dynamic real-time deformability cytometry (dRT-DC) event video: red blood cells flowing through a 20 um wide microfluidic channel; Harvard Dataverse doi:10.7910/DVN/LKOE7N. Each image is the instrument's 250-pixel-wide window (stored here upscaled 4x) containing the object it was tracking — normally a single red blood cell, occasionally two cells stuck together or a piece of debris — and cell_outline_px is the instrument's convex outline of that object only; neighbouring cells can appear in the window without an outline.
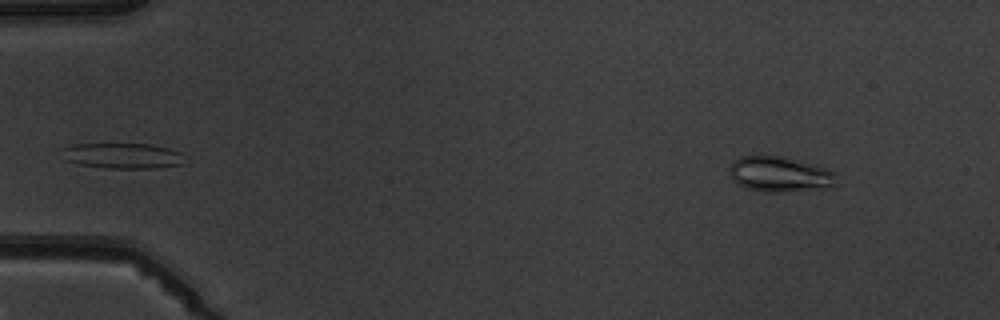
{"species": "common noctule bat (a hibernating species)", "species_latin": "Nyctalus noctula", "temperature_condition": "warm", "stored_images_in_passage": 5, "segment_of_instrument_passage": [2, 2], "camera_frame_rate_fps": 3000, "um_per_image_px": 0.085, "animal": {"sex": "male", "body_mass_g": 19.5, "forearm_length_mm": 54.6}, "frame": {"image": 1, "passage_image": 5, "time_ms": 4.667, "image_size_px": [1000, 320], "cell_outline_px": [[836, 184], [832, 188], [780, 192], [764, 192], [748, 188], [732, 180], [728, 172], [728, 168], [732, 160], [740, 156], [780, 156], [828, 168], [836, 172]], "centroid_in_image_um": [66.29, 14.82], "position_along_channel_um": 18.7, "area_um2": 22.31}}